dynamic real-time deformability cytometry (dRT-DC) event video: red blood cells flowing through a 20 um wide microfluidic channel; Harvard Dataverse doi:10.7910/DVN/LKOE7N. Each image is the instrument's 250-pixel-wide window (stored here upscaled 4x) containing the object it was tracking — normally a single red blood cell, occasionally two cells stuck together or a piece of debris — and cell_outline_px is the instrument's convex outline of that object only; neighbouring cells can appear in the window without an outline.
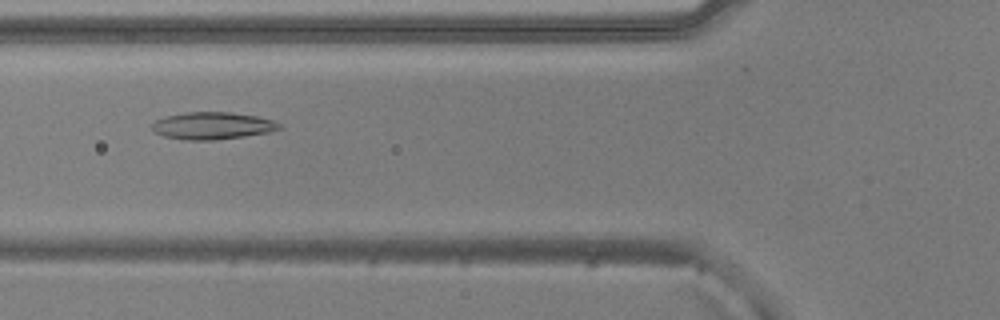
{"species": "common noctule bat (a hibernating species)", "species_latin": "Nyctalus noctula", "temperature_condition": "warm", "stored_images_in_passage": 42, "camera_frame_rate_fps": 3000, "um_per_image_px": 0.085, "animal": {"sex": "male", "body_mass_g": 20.5, "forearm_length_mm": 52.5}, "frame": {"image": 1, "passage_image": 9, "time_ms": 2.667, "image_size_px": [1000, 320], "cell_outline_px": [[284, 128], [268, 132], [244, 136], [216, 140], [184, 140], [164, 136], [156, 132], [152, 128], [152, 124], [156, 120], [164, 116], [188, 112], [232, 112], [256, 116], [272, 120], [280, 124]], "centroid_in_image_um": [18.06, 10.68], "position_along_channel_um": 107.7, "area_um2": 20.17}}
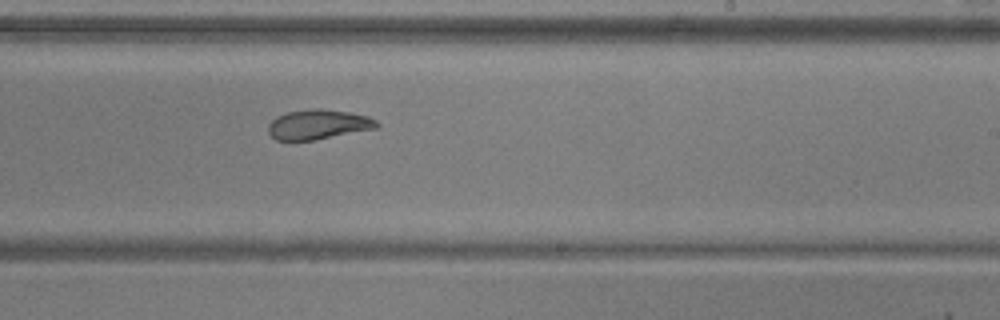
{"frame": {"image": 2, "passage_image": 21, "time_ms": 6.667, "image_size_px": [1000, 320], "cell_outline_px": [[380, 124], [376, 128], [316, 140], [276, 140], [268, 132], [268, 124], [276, 116], [288, 112], [312, 108], [320, 108], [348, 112], [368, 116], [376, 120]], "centroid_in_image_um": [27.04, 10.57], "position_along_channel_um": 262.0, "area_um2": 18.84}}
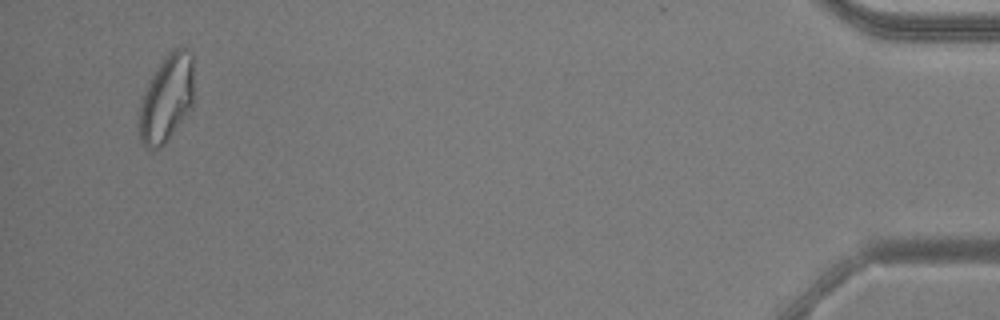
{"frame": {"image": 3, "passage_image": 40, "time_ms": 13.0, "image_size_px": [1000, 320], "cell_outline_px": [[196, 96], [192, 108], [168, 140], [160, 148], [148, 148], [140, 140], [140, 104], [144, 92], [152, 76], [164, 56], [172, 48], [188, 48], [192, 52]], "centroid_in_image_um": [14.24, 8.32], "position_along_channel_um": 421.0, "area_um2": 28.38}, "authors_computed_cell_mechanics": {"area_um2": 20.2878, "velocity_mm_per_s": 3.8498, "shape_relaxation_time_tau1_ms": null, "shape_relaxation_time_tau2_ms": 2.3143, "deformation_change_tau1": null, "deformation_change_tau2": 0.0846}}